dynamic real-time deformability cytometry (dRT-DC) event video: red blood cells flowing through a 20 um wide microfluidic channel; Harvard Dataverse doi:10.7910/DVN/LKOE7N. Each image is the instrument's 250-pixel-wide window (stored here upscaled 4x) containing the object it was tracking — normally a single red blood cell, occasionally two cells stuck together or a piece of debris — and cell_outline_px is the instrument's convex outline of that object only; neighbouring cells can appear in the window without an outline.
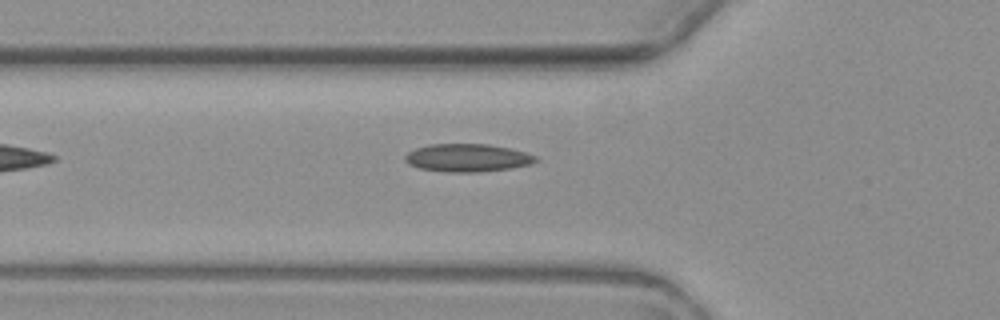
{"species": "common noctule bat (a hibernating species)", "species_latin": "Nyctalus noctula", "temperature_condition": "warm", "stored_images_in_passage": 5, "camera_frame_rate_fps": 3000, "um_per_image_px": 0.085, "animal": {"sex": "female", "body_mass_g": 19.3, "forearm_length_mm": 54.1}, "frame": {"image": 1, "passage_image": 5, "time_ms": 4.667, "image_size_px": [1000, 320], "cell_outline_px": [[540, 160], [528, 164], [512, 168], [476, 172], [452, 172], [420, 168], [408, 164], [404, 160], [404, 156], [408, 152], [416, 148], [428, 144], [488, 144], [508, 148], [524, 152], [536, 156]], "centroid_in_image_um": [39.71, 13.41], "position_along_channel_um": 86.1, "area_um2": 21.1}}